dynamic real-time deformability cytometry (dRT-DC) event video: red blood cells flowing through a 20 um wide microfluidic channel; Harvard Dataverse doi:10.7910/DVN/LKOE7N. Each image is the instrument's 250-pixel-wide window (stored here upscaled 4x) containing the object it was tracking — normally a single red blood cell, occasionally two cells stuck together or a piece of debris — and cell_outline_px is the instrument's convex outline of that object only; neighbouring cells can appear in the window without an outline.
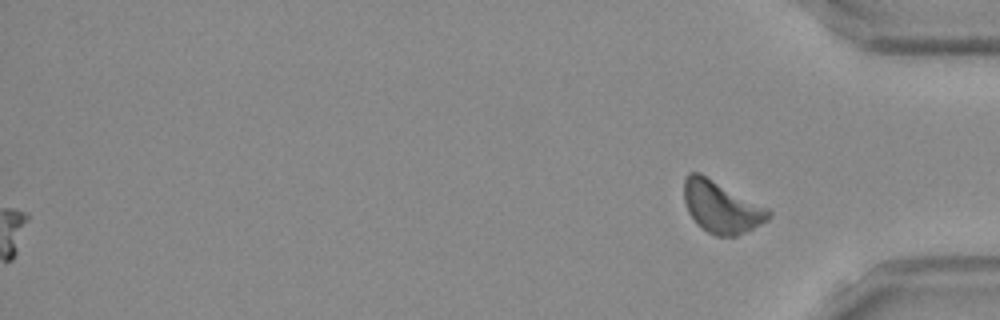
{"species": "Egyptian fruit bat (a non-hibernating species)", "species_latin": "Rousettus aegyptiacus", "temperature_condition": "room temperature", "stored_images_in_passage": 51, "camera_frame_rate_fps": 3000, "um_per_image_px": 0.085, "frame": {"image": 1, "passage_image": 51, "time_ms": 16.667, "image_size_px": [1000, 320], "cell_outline_px": [[772, 216], [768, 220], [736, 236], [716, 236], [700, 228], [696, 224], [688, 212], [684, 200], [684, 180], [688, 172], [700, 172], [768, 208], [772, 212]], "centroid_in_image_um": [61.29, 17.58], "position_along_channel_um": 373.9, "area_um2": 25.61}}